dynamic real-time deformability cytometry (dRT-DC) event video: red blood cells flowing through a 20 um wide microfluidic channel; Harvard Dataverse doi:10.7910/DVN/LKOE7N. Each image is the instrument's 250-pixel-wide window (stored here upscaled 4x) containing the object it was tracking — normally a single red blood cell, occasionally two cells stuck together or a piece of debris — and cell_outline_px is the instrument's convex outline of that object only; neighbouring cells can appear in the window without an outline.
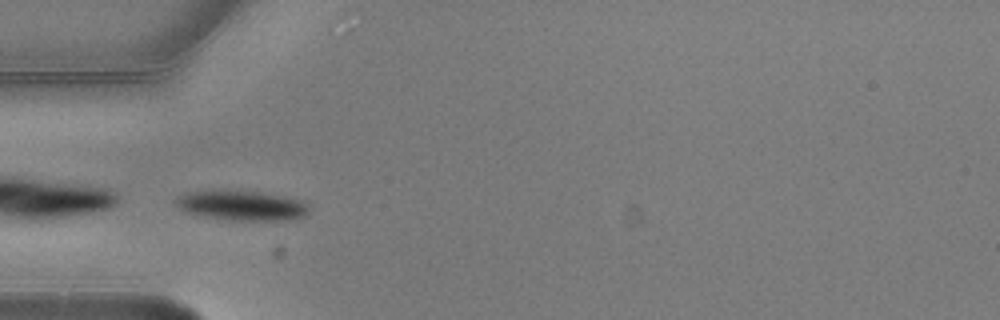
{"species": "common noctule bat (a hibernating species)", "species_latin": "Nyctalus noctula", "temperature_condition": "warm", "stored_images_in_passage": 5, "camera_frame_rate_fps": 3000, "um_per_image_px": 0.085, "animal": {"sex": "male", "body_mass_g": 20.5, "forearm_length_mm": 52.5}, "frame": {"image": 1, "passage_image": 5, "time_ms": 1.333, "image_size_px": [1000, 320], "cell_outline_px": [[308, 212], [304, 216], [292, 220], [228, 220], [204, 216], [188, 212], [180, 208], [176, 204], [176, 200], [180, 196], [188, 192], [216, 188], [220, 188], [260, 192], [284, 196], [304, 200], [308, 204]], "centroid_in_image_um": [20.57, 17.43], "position_along_channel_um": 64.4, "area_um2": 23.64}}